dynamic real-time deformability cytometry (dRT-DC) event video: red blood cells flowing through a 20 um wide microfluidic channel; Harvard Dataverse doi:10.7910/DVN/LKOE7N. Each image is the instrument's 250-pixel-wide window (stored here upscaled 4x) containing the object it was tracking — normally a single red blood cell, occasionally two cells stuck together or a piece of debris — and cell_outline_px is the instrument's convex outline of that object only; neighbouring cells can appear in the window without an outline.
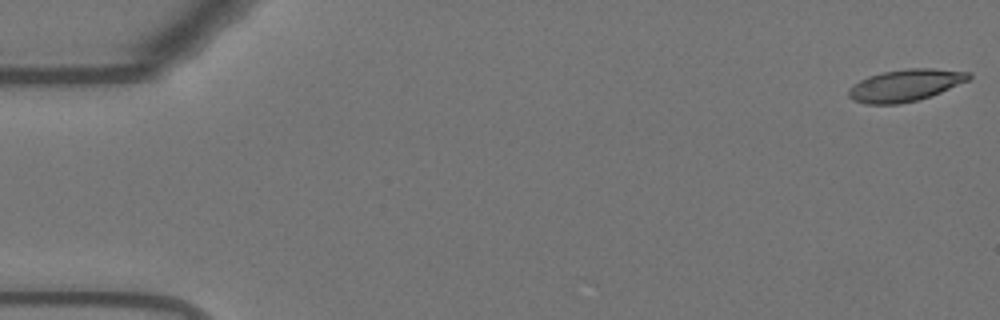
{"species": "Egyptian fruit bat (a non-hibernating species)", "species_latin": "Rousettus aegyptiacus", "temperature_condition": "warm", "stored_images_in_passage": 55, "camera_frame_rate_fps": 3000, "um_per_image_px": 0.085, "animal": {"sex": "female"}, "frame": {"image": 1, "passage_image": 1, "time_ms": 0.0, "image_size_px": [1000, 320], "cell_outline_px": [[972, 76], [968, 80], [940, 92], [916, 100], [900, 104], [864, 104], [852, 100], [848, 96], [848, 92], [860, 80], [868, 76], [884, 72], [908, 68], [932, 68], [972, 72]], "centroid_in_image_um": [76.96, 7.25], "position_along_channel_um": 8.0, "area_um2": 22.14}}
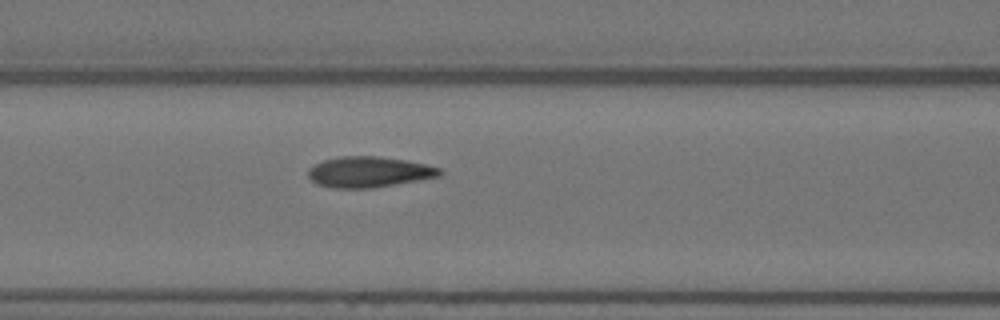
{"frame": {"image": 2, "passage_image": 23, "time_ms": 7.333, "image_size_px": [1000, 320], "cell_outline_px": [[444, 172], [440, 176], [396, 184], [372, 188], [332, 188], [316, 184], [308, 176], [308, 168], [324, 160], [340, 156], [376, 156], [404, 160], [424, 164], [440, 168]], "centroid_in_image_um": [31.34, 14.62], "position_along_channel_um": 135.3, "area_um2": 23.47}}
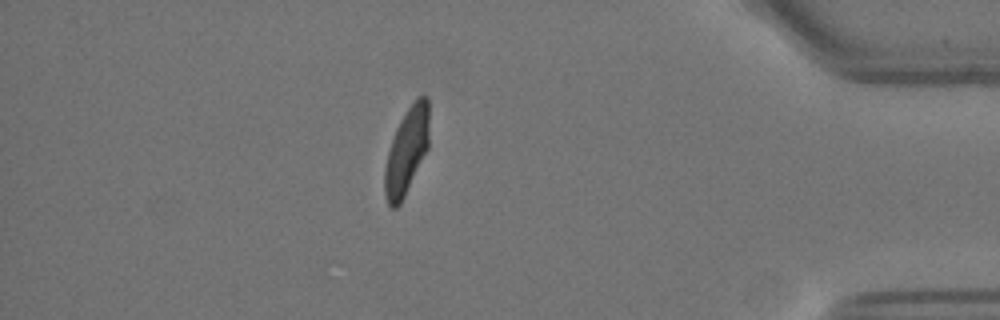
{"frame": {"image": 3, "passage_image": 48, "time_ms": 15.667, "image_size_px": [1000, 320], "cell_outline_px": [[428, 148], [400, 204], [396, 208], [392, 208], [388, 204], [384, 196], [384, 168], [388, 152], [396, 128], [400, 120], [416, 96], [428, 96]], "centroid_in_image_um": [34.54, 12.84], "position_along_channel_um": 400.7, "area_um2": 22.2}, "authors_computed_cell_mechanics": {"area_um2": 23.12, "velocity_mm_per_s": 3.6713, "shape_relaxation_time_tau1_ms": 7.8562, "shape_relaxation_time_tau2_ms": 0.8814, "deformation_change_tau1": 0.2476, "deformation_change_tau2": 0.0773}}